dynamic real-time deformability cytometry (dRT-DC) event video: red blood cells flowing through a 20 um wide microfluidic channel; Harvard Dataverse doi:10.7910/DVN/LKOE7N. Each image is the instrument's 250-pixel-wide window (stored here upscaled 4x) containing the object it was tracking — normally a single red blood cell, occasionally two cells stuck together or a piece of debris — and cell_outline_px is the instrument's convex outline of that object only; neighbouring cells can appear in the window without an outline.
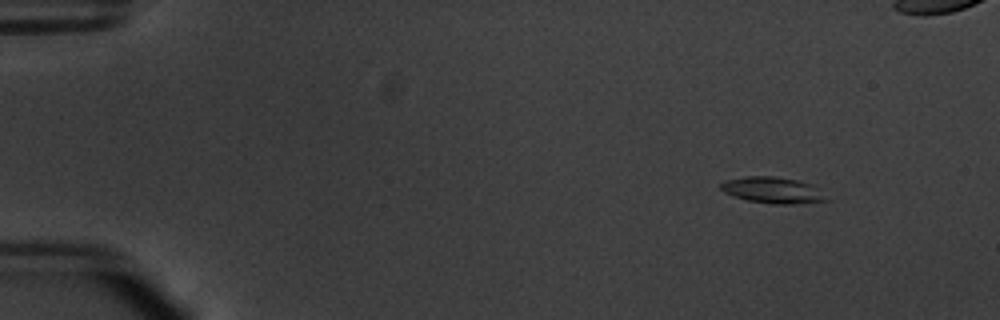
{"species": "common noctule bat (a hibernating species)", "species_latin": "Nyctalus noctula", "temperature_condition": "warm", "stored_images_in_passage": 50, "camera_frame_rate_fps": 3000, "um_per_image_px": 0.085, "animal": {"sex": "male", "body_mass_g": 20.1, "forearm_length_mm": 53.5}, "frame": {"image": 1, "passage_image": 1, "time_ms": 0.0, "image_size_px": [1000, 320], "cell_outline_px": [[832, 200], [800, 204], [772, 204], [748, 200], [732, 196], [724, 192], [720, 188], [720, 184], [724, 180], [744, 176], [772, 176], [800, 180], [808, 184]], "centroid_in_image_um": [65.65, 16.17], "position_along_channel_um": 19.4, "area_um2": 16.18}}
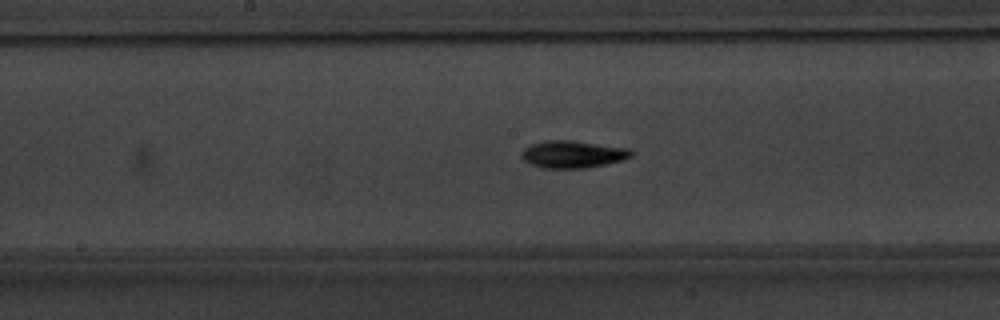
{"frame": {"image": 2, "passage_image": 24, "time_ms": 7.667, "image_size_px": [1000, 320], "cell_outline_px": [[632, 156], [624, 160], [584, 168], [540, 168], [524, 160], [520, 156], [520, 152], [524, 148], [532, 144], [544, 140], [572, 140], [632, 148]], "centroid_in_image_um": [48.69, 13.1], "position_along_channel_um": 199.5, "area_um2": 17.63}}
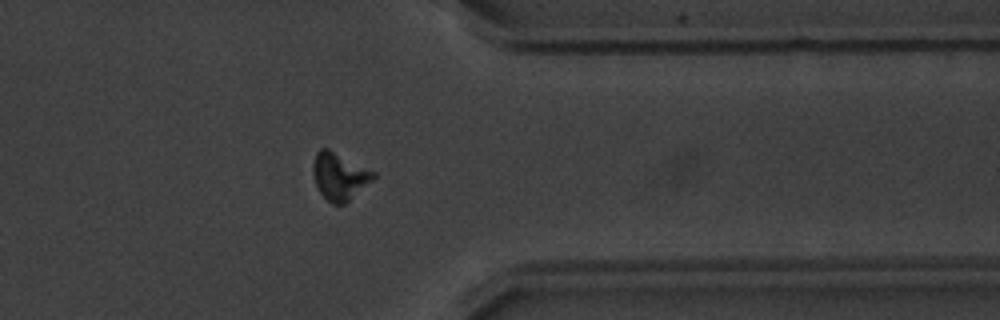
{"frame": {"image": 3, "passage_image": 39, "time_ms": 12.667, "image_size_px": [1000, 320], "cell_outline_px": [[376, 176], [372, 180], [344, 204], [332, 204], [320, 192], [316, 184], [312, 172], [312, 164], [316, 152], [320, 148], [328, 148], [376, 172]], "centroid_in_image_um": [28.83, 14.95], "position_along_channel_um": 382.6, "area_um2": 16.47}, "authors_computed_cell_mechanics": {"area_um2": 15.9528, "velocity_mm_per_s": 3.7842, "shape_relaxation_time_tau1_ms": 2.3739, "shape_relaxation_time_tau2_ms": null, "deformation_change_tau1": 0.1416, "deformation_change_tau2": null}}